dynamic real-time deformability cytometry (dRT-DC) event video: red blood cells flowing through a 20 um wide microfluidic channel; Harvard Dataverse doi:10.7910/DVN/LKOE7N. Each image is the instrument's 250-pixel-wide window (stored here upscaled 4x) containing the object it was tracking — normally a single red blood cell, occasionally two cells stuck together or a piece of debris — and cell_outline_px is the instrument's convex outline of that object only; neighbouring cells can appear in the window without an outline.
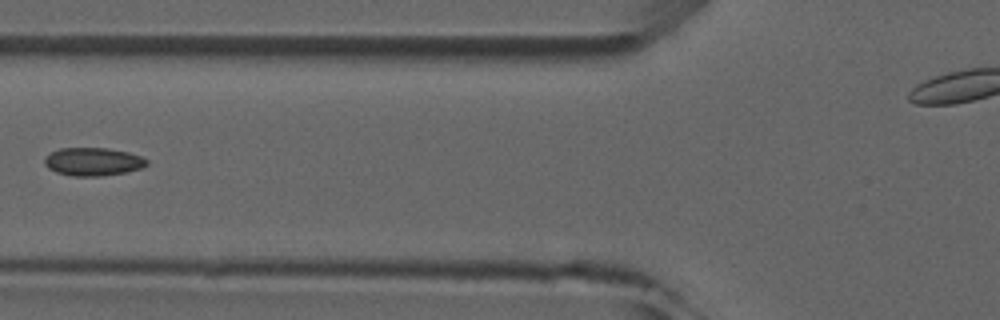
{"species": "common noctule bat (a hibernating species)", "species_latin": "Nyctalus noctula", "temperature_condition": "room temperature", "stored_images_in_passage": 7, "camera_frame_rate_fps": 3000, "um_per_image_px": 0.085, "animal": {"sex": "male", "forearm_length_mm": 52.5}, "frame": {"image": 1, "passage_image": 6, "time_ms": 6.0, "image_size_px": [1000, 320], "cell_outline_px": [[148, 164], [140, 168], [124, 172], [100, 176], [72, 176], [56, 172], [48, 168], [44, 164], [44, 156], [60, 148], [108, 148], [128, 152], [140, 156], [148, 160]], "centroid_in_image_um": [7.87, 13.74], "position_along_channel_um": 117.9, "area_um2": 16.7}}
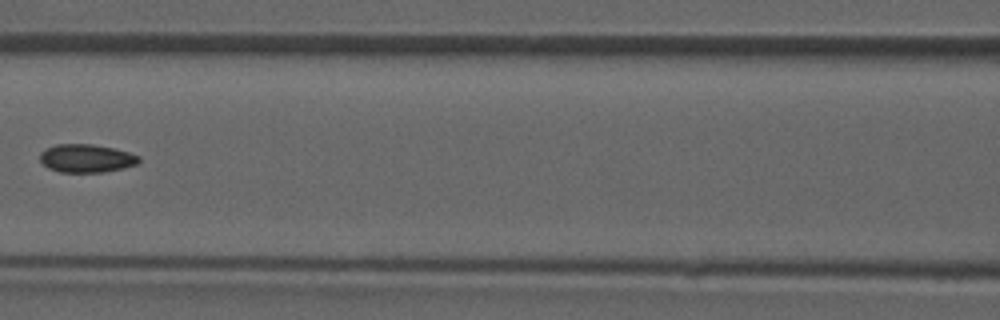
{"frame": {"image": 2, "passage_image": 7, "time_ms": 7.0, "image_size_px": [1000, 320], "cell_outline_px": [[140, 160], [136, 164], [124, 168], [104, 172], [60, 172], [48, 168], [40, 160], [40, 152], [56, 144], [92, 144], [112, 148], [128, 152], [140, 156]], "centroid_in_image_um": [7.34, 13.46], "position_along_channel_um": 159.3, "area_um2": 16.18}}